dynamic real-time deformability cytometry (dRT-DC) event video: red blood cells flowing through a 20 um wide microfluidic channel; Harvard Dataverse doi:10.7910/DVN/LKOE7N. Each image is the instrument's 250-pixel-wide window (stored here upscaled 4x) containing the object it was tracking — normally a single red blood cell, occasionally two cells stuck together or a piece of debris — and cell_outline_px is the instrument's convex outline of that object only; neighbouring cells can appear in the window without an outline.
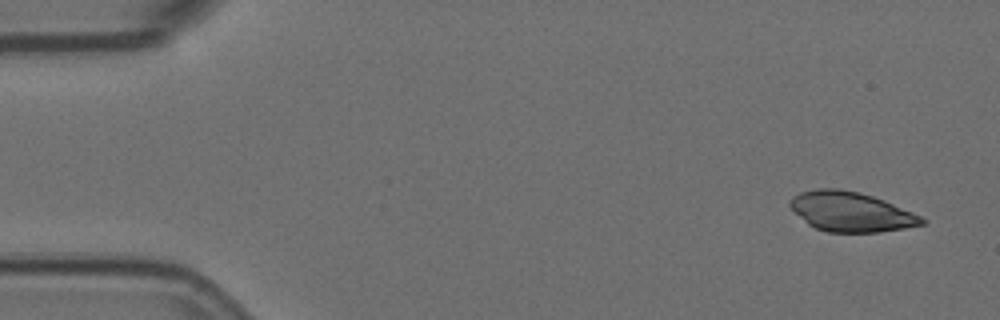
{"species": "Egyptian fruit bat (a non-hibernating species)", "species_latin": "Rousettus aegyptiacus", "temperature_condition": "room temperature", "stored_images_in_passage": 5, "segment_of_instrument_passage": [1, 2], "camera_frame_rate_fps": 3000, "um_per_image_px": 0.085, "animal": {"sex": "female"}, "frame": {"image": 1, "passage_image": 1, "time_ms": 0.0, "image_size_px": [1000, 320], "cell_outline_px": [[928, 220], [924, 224], [904, 228], [880, 232], [828, 232], [816, 228], [808, 224], [788, 204], [792, 196], [800, 192], [816, 188], [840, 188], [860, 192], [884, 200], [912, 212]], "centroid_in_image_um": [72.33, 17.99], "position_along_channel_um": 12.7, "area_um2": 30.4}}
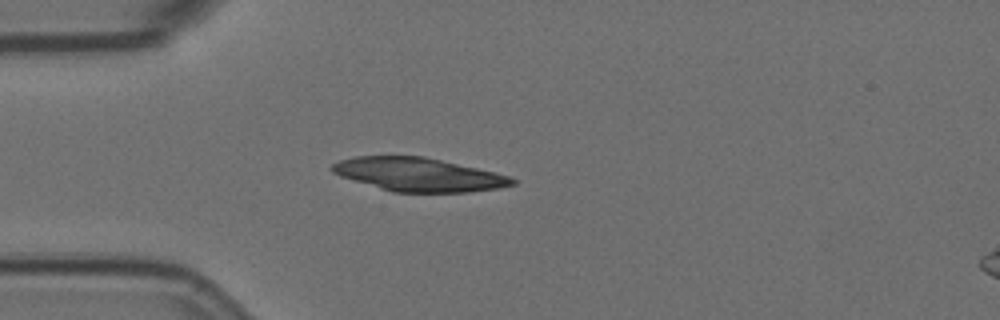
{"frame": {"image": 2, "passage_image": 4, "time_ms": 1.0, "image_size_px": [1000, 320], "cell_outline_px": [[516, 184], [500, 188], [468, 192], [392, 192], [340, 176], [332, 172], [328, 168], [332, 164], [340, 160], [356, 156], [424, 156], [496, 172], [508, 176], [516, 180]], "centroid_in_image_um": [35.57, 14.83], "position_along_channel_um": 49.4, "area_um2": 35.2}}